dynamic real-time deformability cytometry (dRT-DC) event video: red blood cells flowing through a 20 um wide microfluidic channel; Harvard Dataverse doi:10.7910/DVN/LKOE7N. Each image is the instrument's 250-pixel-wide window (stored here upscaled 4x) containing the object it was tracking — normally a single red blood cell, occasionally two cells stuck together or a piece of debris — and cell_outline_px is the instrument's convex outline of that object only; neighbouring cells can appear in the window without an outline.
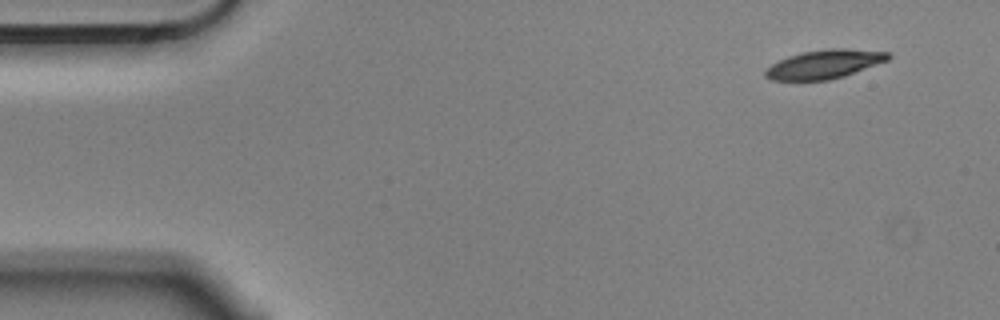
{"species": "Egyptian fruit bat (a non-hibernating species)", "species_latin": "Rousettus aegyptiacus", "temperature_condition": "cold", "stored_images_in_passage": 4, "camera_frame_rate_fps": 3000, "um_per_image_px": 0.085, "animal": {"sex": "male"}, "frame": {"image": 1, "passage_image": 1, "time_ms": 0.0, "image_size_px": [1000, 320], "cell_outline_px": [[892, 56], [888, 60], [844, 76], [828, 80], [772, 80], [764, 76], [764, 72], [772, 64], [788, 56], [800, 52], [828, 48], [844, 48], [892, 52]], "centroid_in_image_um": [70.1, 5.44], "position_along_channel_um": 14.9, "area_um2": 20.63}}
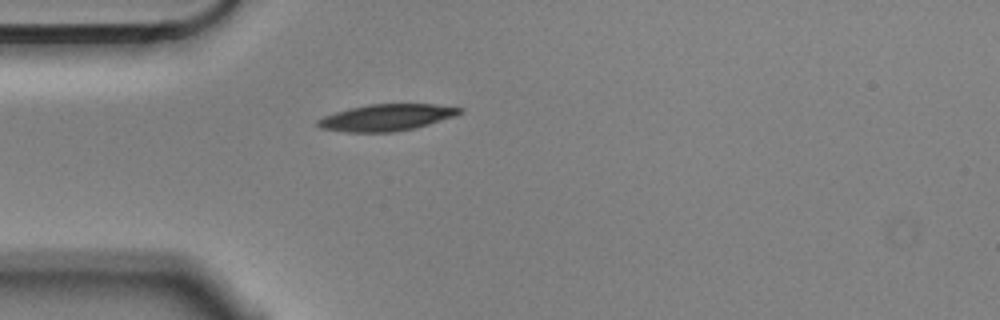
{"frame": {"image": 2, "passage_image": 4, "time_ms": 1.0, "image_size_px": [1000, 320], "cell_outline_px": [[464, 108], [456, 116], [416, 128], [392, 132], [348, 132], [320, 128], [316, 124], [316, 120], [324, 116], [336, 112], [368, 104], [432, 104]], "centroid_in_image_um": [32.86, 9.99], "position_along_channel_um": 52.1, "area_um2": 21.91}}